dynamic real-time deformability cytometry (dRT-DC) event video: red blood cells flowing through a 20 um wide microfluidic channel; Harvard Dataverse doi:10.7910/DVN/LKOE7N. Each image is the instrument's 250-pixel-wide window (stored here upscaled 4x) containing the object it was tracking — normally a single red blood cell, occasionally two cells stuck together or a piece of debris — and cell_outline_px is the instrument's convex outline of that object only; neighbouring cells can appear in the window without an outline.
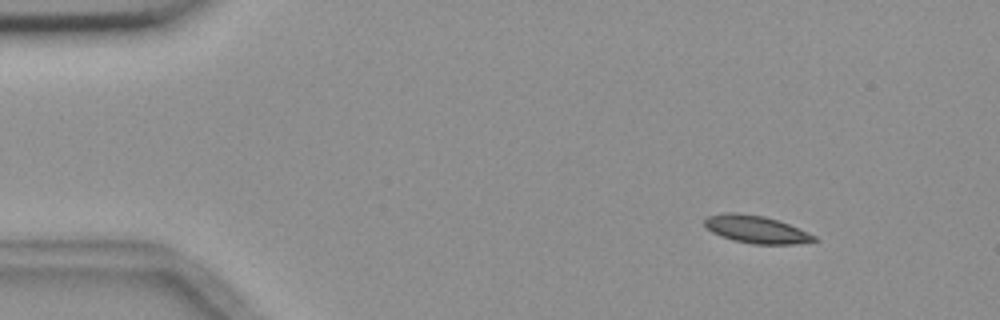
{"species": "common noctule bat (a hibernating species)", "species_latin": "Nyctalus noctula", "temperature_condition": "room temperature", "stored_images_in_passage": 7, "camera_frame_rate_fps": 3000, "um_per_image_px": 0.085, "animal": {"sex": "female", "body_mass_g": 18.4}, "frame": {"image": 1, "passage_image": 1, "time_ms": 0.0, "image_size_px": [1000, 320], "cell_outline_px": [[820, 240], [792, 244], [752, 244], [732, 240], [720, 236], [712, 232], [704, 224], [704, 220], [708, 216], [724, 212], [740, 212], [764, 216], [800, 228], [816, 236]], "centroid_in_image_um": [64.27, 19.49], "position_along_channel_um": 20.7, "area_um2": 17.69}}
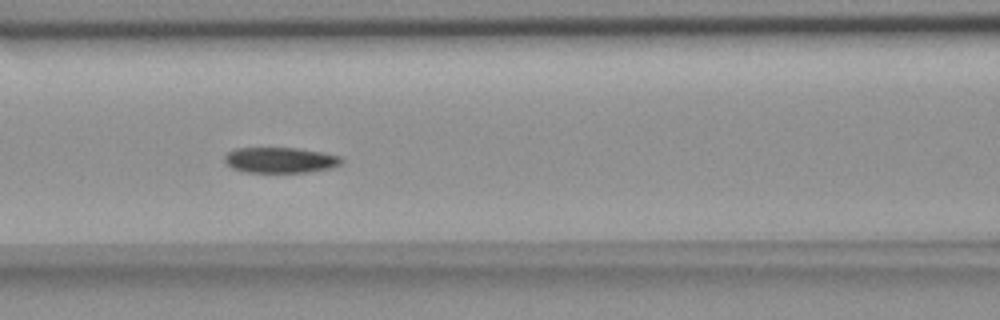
{"frame": {"image": 2, "passage_image": 6, "time_ms": 5.667, "image_size_px": [1000, 320], "cell_outline_px": [[344, 164], [332, 168], [308, 172], [244, 172], [232, 168], [224, 160], [224, 156], [228, 152], [236, 148], [296, 148], [324, 152], [340, 156], [344, 160]], "centroid_in_image_um": [23.88, 13.61], "position_along_channel_um": 142.7, "area_um2": 17.63}}
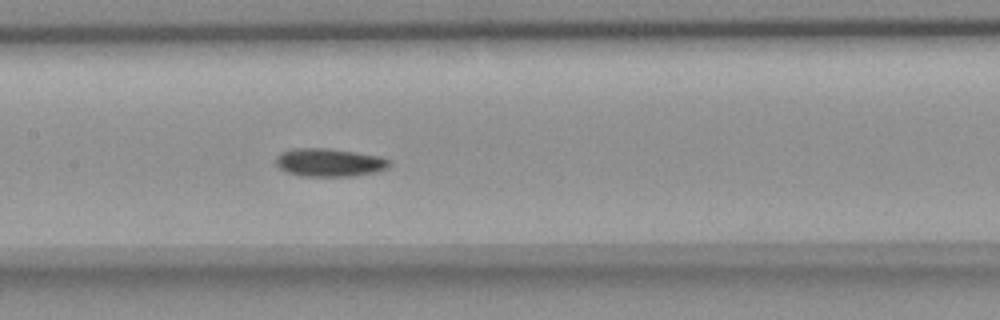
{"frame": {"image": 3, "passage_image": 7, "time_ms": 6.667, "image_size_px": [1000, 320], "cell_outline_px": [[392, 164], [388, 168], [376, 172], [352, 176], [300, 176], [284, 172], [276, 164], [276, 156], [280, 152], [292, 148], [328, 148], [356, 152], [380, 156], [392, 160]], "centroid_in_image_um": [28.0, 13.81], "position_along_channel_um": 179.4, "area_um2": 18.96}}